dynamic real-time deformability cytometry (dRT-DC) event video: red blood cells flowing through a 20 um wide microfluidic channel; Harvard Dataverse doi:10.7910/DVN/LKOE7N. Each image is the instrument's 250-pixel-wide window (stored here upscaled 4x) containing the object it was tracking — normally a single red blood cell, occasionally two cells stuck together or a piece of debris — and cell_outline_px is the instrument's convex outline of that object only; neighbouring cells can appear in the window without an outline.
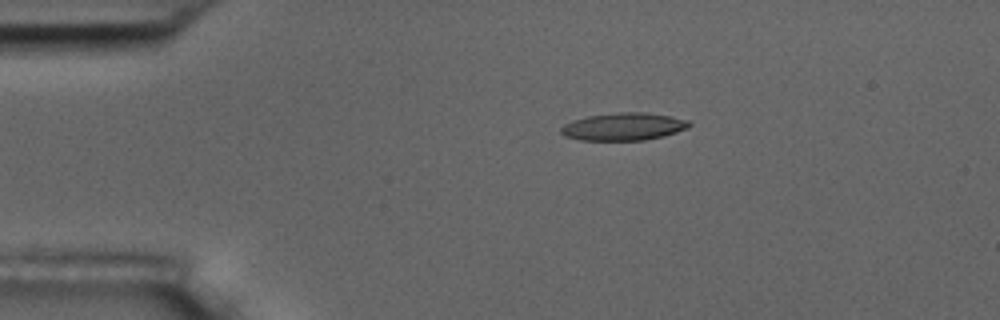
{"species": "common noctule bat (a hibernating species)", "species_latin": "Nyctalus noctula", "temperature_condition": "room temperature", "stored_images_in_passage": 10, "camera_frame_rate_fps": 3000, "um_per_image_px": 0.085, "animal": {"sex": "male", "body_mass_g": 17.5, "forearm_length_mm": 52.3}, "frame": {"image": 1, "passage_image": 2, "time_ms": 1.333, "image_size_px": [1000, 320], "cell_outline_px": [[692, 124], [688, 128], [664, 136], [644, 140], [580, 140], [564, 136], [560, 132], [560, 128], [564, 124], [572, 120], [588, 116], [620, 112], [644, 112], [672, 116], [688, 120]], "centroid_in_image_um": [53.01, 10.76], "position_along_channel_um": 32.0, "area_um2": 20.69}}
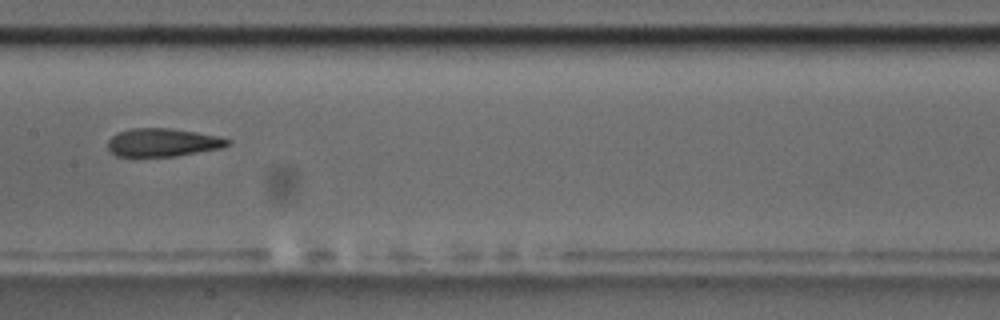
{"frame": {"image": 2, "passage_image": 7, "time_ms": 7.0, "image_size_px": [1000, 320], "cell_outline_px": [[232, 140], [228, 144], [220, 148], [176, 156], [116, 156], [108, 148], [108, 140], [116, 132], [132, 128], [172, 128], [220, 136]], "centroid_in_image_um": [13.82, 12.1], "position_along_channel_um": 193.6, "area_um2": 19.65}}
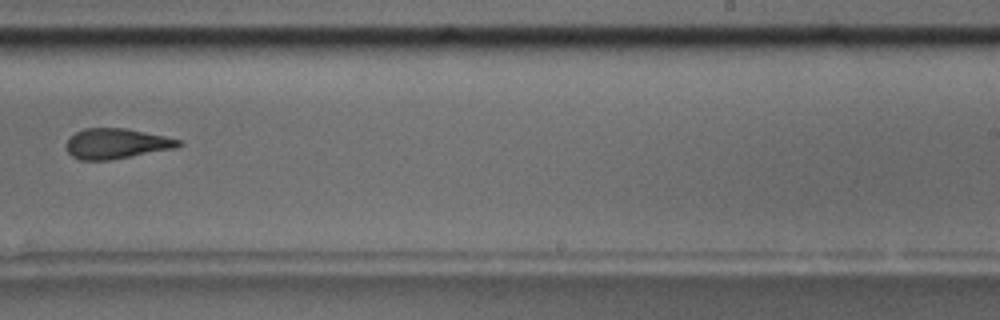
{"frame": {"image": 3, "passage_image": 9, "time_ms": 9.333, "image_size_px": [1000, 320], "cell_outline_px": [[184, 144], [176, 148], [108, 160], [80, 160], [72, 156], [68, 152], [68, 136], [84, 128], [128, 128], [164, 136], [180, 140]], "centroid_in_image_um": [9.9, 12.2], "position_along_channel_um": 279.1, "area_um2": 19.71}}